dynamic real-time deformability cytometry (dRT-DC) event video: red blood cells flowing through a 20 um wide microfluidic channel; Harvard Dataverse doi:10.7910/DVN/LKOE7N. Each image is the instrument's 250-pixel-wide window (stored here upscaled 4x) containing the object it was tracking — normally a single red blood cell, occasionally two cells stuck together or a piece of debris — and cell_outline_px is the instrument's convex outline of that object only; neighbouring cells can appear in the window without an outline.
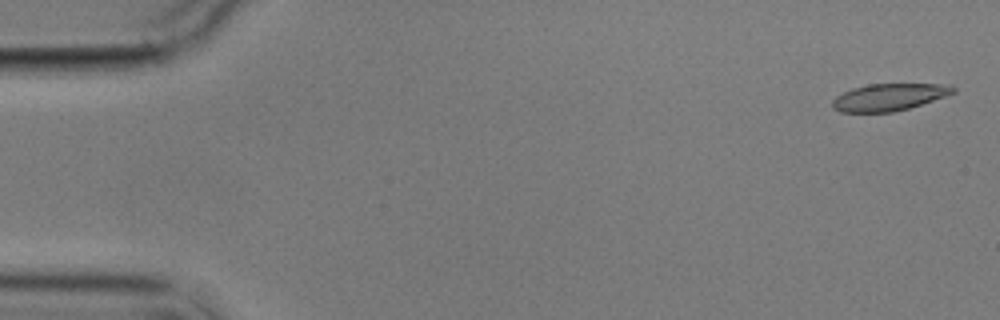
{"species": "common noctule bat (a hibernating species)", "species_latin": "Nyctalus noctula", "temperature_condition": "cold", "stored_images_in_passage": 9, "camera_frame_rate_fps": 3000, "um_per_image_px": 0.085, "animal": {"sex": "male", "body_mass_g": 17.9}, "frame": {"image": 1, "passage_image": 1, "time_ms": 0.0, "image_size_px": [1000, 320], "cell_outline_px": [[956, 92], [908, 108], [892, 112], [840, 112], [832, 108], [832, 100], [836, 96], [852, 88], [868, 84], [952, 84], [956, 88]], "centroid_in_image_um": [75.55, 8.25], "position_along_channel_um": 9.5, "area_um2": 18.96}}
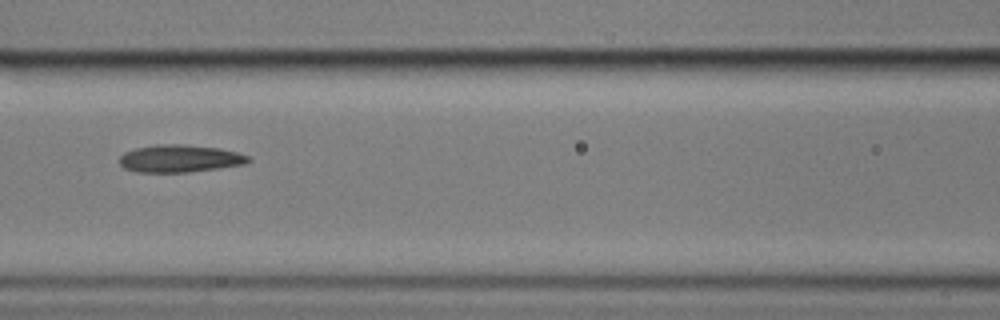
{"frame": {"image": 2, "passage_image": 6, "time_ms": 7.667, "image_size_px": [1000, 320], "cell_outline_px": [[252, 160], [244, 164], [188, 172], [136, 172], [124, 168], [120, 164], [120, 156], [124, 152], [136, 148], [156, 144], [184, 144], [220, 148], [236, 152], [248, 156]], "centroid_in_image_um": [15.26, 13.47], "position_along_channel_um": 151.3, "area_um2": 20.58}}
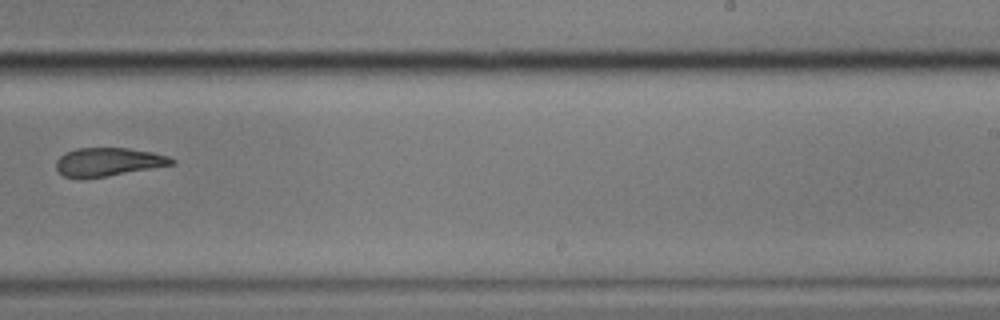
{"frame": {"image": 3, "passage_image": 9, "time_ms": 11.333, "image_size_px": [1000, 320], "cell_outline_px": [[176, 164], [108, 176], [84, 180], [80, 180], [64, 176], [56, 168], [56, 160], [64, 152], [76, 148], [128, 148], [152, 152], [168, 156], [176, 160]], "centroid_in_image_um": [9.17, 13.78], "position_along_channel_um": 279.8, "area_um2": 19.54}}